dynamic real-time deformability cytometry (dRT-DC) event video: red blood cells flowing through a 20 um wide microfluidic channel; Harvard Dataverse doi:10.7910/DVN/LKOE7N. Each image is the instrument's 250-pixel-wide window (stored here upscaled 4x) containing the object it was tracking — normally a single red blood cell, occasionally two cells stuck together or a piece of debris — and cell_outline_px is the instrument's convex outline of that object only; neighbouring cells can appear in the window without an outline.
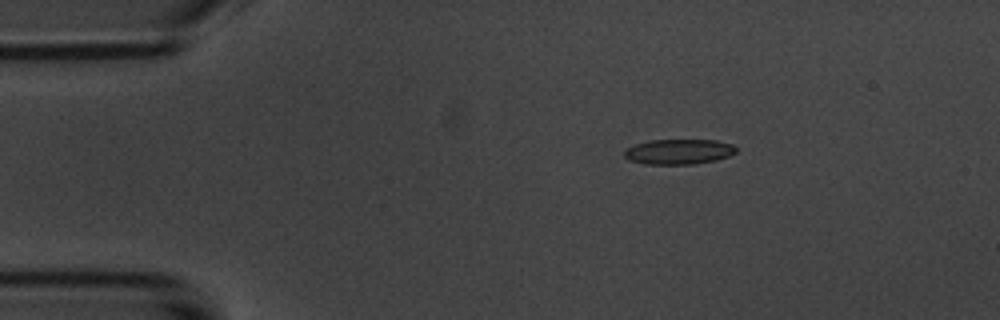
{"species": "common noctule bat (a hibernating species)", "species_latin": "Nyctalus noctula", "temperature_condition": "room temperature", "stored_images_in_passage": 4, "camera_frame_rate_fps": 3000, "um_per_image_px": 0.085, "animal": {"sex": "male", "body_mass_g": 20.1, "forearm_length_mm": 53.5}, "frame": {"image": 1, "passage_image": 1, "time_ms": 0.0, "image_size_px": [1000, 320], "cell_outline_px": [[736, 152], [728, 156], [716, 160], [696, 164], [644, 164], [628, 160], [624, 156], [624, 148], [648, 140], [716, 140], [732, 144], [736, 148]], "centroid_in_image_um": [57.66, 12.89], "position_along_channel_um": 27.3, "area_um2": 16.53}}
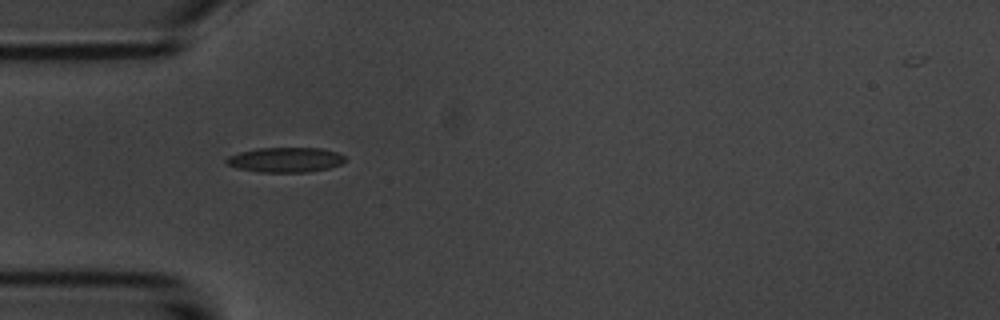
{"frame": {"image": 2, "passage_image": 3, "time_ms": 2.333, "image_size_px": [1000, 320], "cell_outline_px": [[344, 160], [340, 164], [328, 168], [304, 172], [260, 172], [236, 168], [224, 164], [224, 160], [228, 156], [240, 152], [256, 148], [320, 148], [336, 152], [344, 156]], "centroid_in_image_um": [24.18, 13.58], "position_along_channel_um": 60.8, "area_um2": 17.17}}